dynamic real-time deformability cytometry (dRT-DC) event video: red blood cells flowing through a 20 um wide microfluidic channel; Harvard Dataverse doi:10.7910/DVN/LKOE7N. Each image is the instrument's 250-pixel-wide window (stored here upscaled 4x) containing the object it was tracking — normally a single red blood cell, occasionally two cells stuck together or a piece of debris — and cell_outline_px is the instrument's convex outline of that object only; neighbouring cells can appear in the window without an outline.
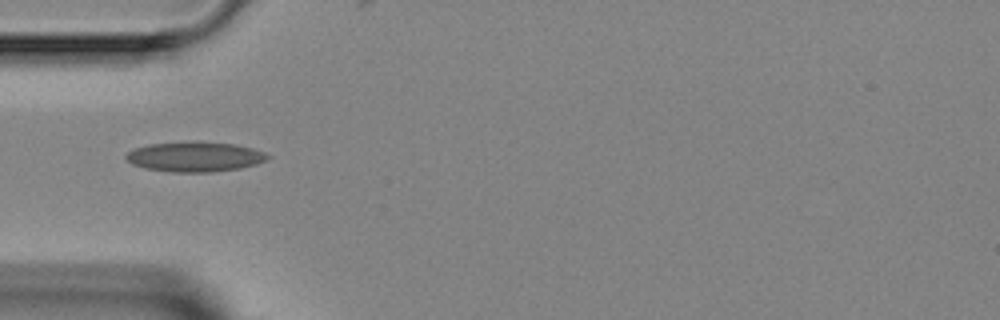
{"species": "Egyptian fruit bat (a non-hibernating species)", "species_latin": "Rousettus aegyptiacus", "temperature_condition": "room temperature", "stored_images_in_passage": 2, "camera_frame_rate_fps": 3000, "um_per_image_px": 0.085, "animal": {"sex": "female"}, "frame": {"image": 1, "passage_image": 1, "time_ms": 0.0, "image_size_px": [1000, 320], "cell_outline_px": [[272, 156], [268, 160], [256, 164], [240, 168], [212, 172], [172, 172], [144, 168], [132, 164], [124, 156], [128, 152], [136, 148], [148, 144], [192, 140], [236, 144], [252, 148], [264, 152]], "centroid_in_image_um": [16.59, 13.31], "position_along_channel_um": 68.4, "area_um2": 25.09}}